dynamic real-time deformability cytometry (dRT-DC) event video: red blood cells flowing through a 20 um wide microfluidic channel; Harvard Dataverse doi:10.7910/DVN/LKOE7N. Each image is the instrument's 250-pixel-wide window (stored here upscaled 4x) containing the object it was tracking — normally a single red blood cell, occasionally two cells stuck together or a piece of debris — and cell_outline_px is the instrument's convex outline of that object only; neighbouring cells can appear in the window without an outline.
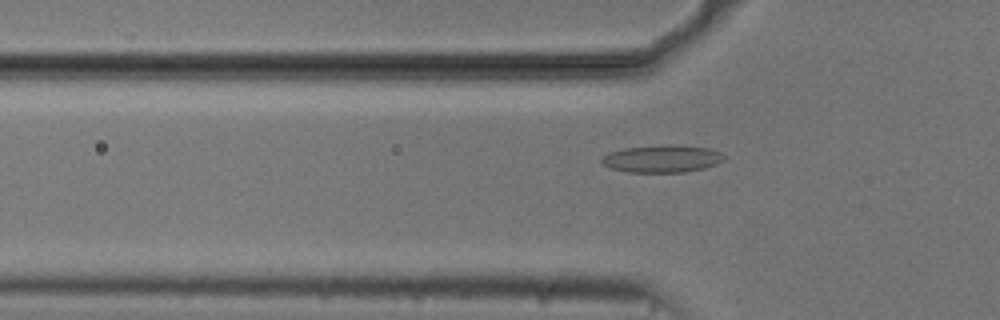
{"species": "common noctule bat (a hibernating species)", "species_latin": "Nyctalus noctula", "temperature_condition": "cold", "stored_images_in_passage": 39, "camera_frame_rate_fps": 3000, "um_per_image_px": 0.085, "animal": {"sex": "male", "body_mass_g": 20.5, "forearm_length_mm": 52.5}, "frame": {"image": 1, "passage_image": 10, "time_ms": 3.0, "image_size_px": [1000, 320], "cell_outline_px": [[724, 160], [716, 164], [704, 168], [684, 172], [628, 172], [612, 168], [600, 164], [600, 160], [608, 152], [624, 148], [672, 144], [680, 144], [708, 148], [720, 152], [724, 156]], "centroid_in_image_um": [56.27, 13.48], "position_along_channel_um": 69.5, "area_um2": 19.65}}
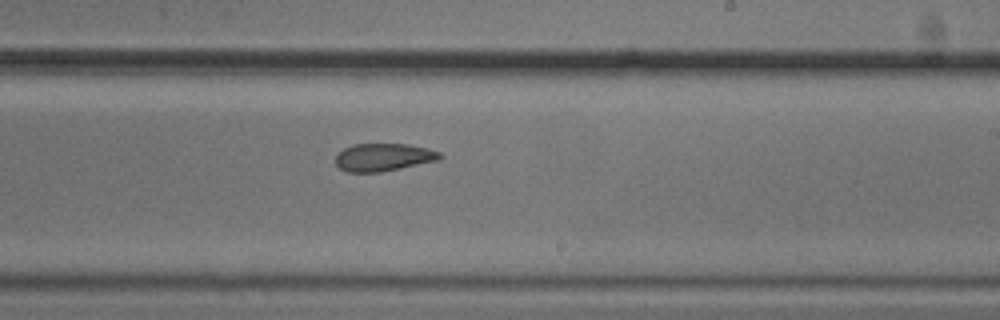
{"frame": {"image": 2, "passage_image": 25, "time_ms": 8.0, "image_size_px": [1000, 320], "cell_outline_px": [[444, 156], [440, 160], [380, 172], [348, 172], [340, 168], [336, 164], [336, 152], [352, 144], [408, 144], [428, 148], [440, 152]], "centroid_in_image_um": [32.6, 13.35], "position_along_channel_um": 256.4, "area_um2": 16.99}}
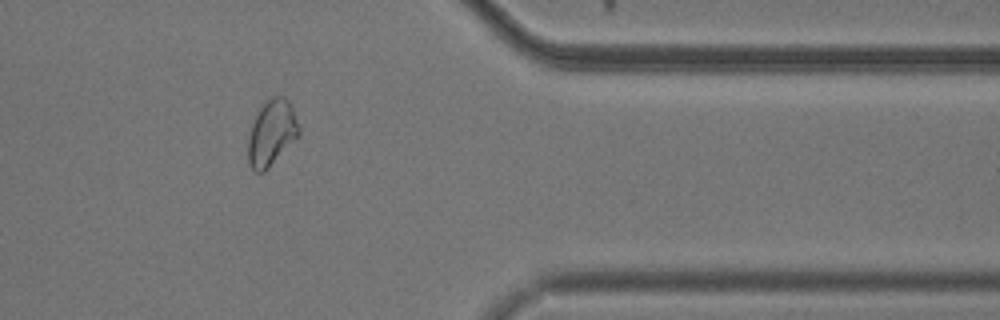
{"frame": {"image": 3, "passage_image": 37, "time_ms": 12.0, "image_size_px": [1000, 320], "cell_outline_px": [[300, 136], [264, 172], [256, 172], [248, 164], [248, 140], [252, 124], [260, 108], [272, 96], [284, 96], [288, 100], [292, 108], [300, 128]], "centroid_in_image_um": [23.11, 11.32], "position_along_channel_um": 388.3, "area_um2": 19.36}, "authors_computed_cell_mechanics": {"area_um2": 17.7446, "velocity_mm_per_s": 3.721, "shape_relaxation_time_tau1_ms": 10.3364, "shape_relaxation_time_tau2_ms": 2.8359, "deformation_change_tau1": 0.2002, "deformation_change_tau2": 0.0879}}